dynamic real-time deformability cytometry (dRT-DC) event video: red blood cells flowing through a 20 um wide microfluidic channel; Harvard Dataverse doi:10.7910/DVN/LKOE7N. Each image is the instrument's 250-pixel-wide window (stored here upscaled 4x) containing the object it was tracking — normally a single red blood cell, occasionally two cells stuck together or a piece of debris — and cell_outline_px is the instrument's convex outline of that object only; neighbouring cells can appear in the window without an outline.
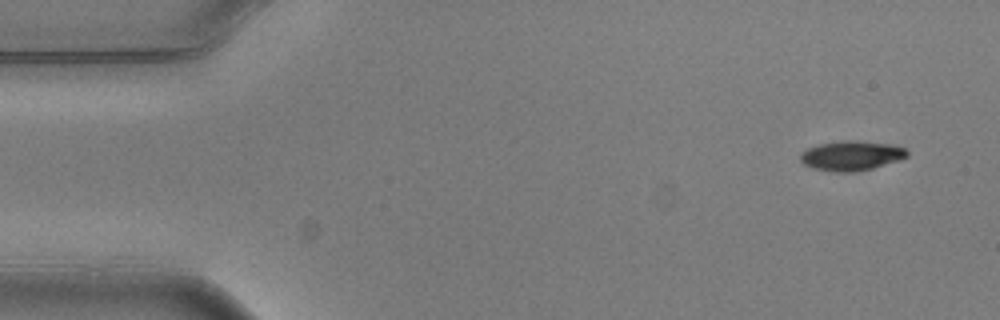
{"species": "common noctule bat (a hibernating species)", "species_latin": "Nyctalus noctula", "temperature_condition": "warm", "stored_images_in_passage": 5, "camera_frame_rate_fps": 3000, "um_per_image_px": 0.085, "animal": {"sex": "male", "body_mass_g": 20.5, "forearm_length_mm": 52.5}, "frame": {"image": 1, "passage_image": 1, "time_ms": 0.0, "image_size_px": [1000, 320], "cell_outline_px": [[908, 156], [900, 160], [872, 168], [856, 172], [836, 172], [812, 168], [804, 164], [800, 160], [800, 152], [808, 148], [820, 144], [844, 140], [848, 140], [892, 144], [904, 148], [908, 152]], "centroid_in_image_um": [72.36, 13.24], "position_along_channel_um": 12.6, "area_um2": 18.44}}
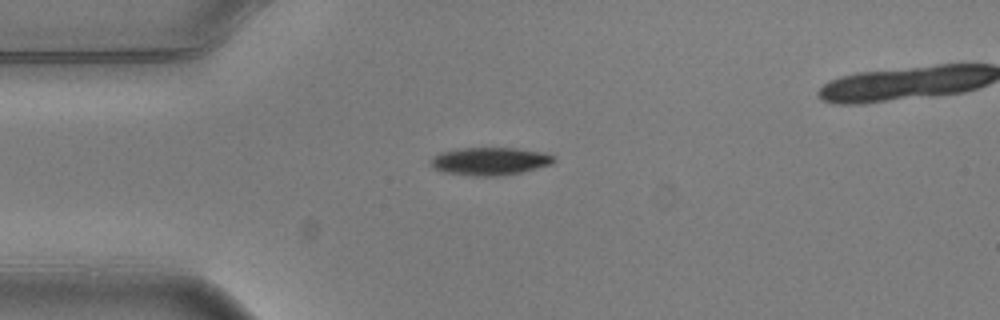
{"frame": {"image": 2, "passage_image": 4, "time_ms": 1.0, "image_size_px": [1000, 320], "cell_outline_px": [[556, 160], [552, 164], [520, 172], [500, 176], [472, 176], [440, 172], [432, 168], [428, 164], [428, 160], [432, 156], [440, 152], [456, 148], [516, 148], [544, 152], [556, 156]], "centroid_in_image_um": [41.57, 13.7], "position_along_channel_um": 43.4, "area_um2": 20.46}}